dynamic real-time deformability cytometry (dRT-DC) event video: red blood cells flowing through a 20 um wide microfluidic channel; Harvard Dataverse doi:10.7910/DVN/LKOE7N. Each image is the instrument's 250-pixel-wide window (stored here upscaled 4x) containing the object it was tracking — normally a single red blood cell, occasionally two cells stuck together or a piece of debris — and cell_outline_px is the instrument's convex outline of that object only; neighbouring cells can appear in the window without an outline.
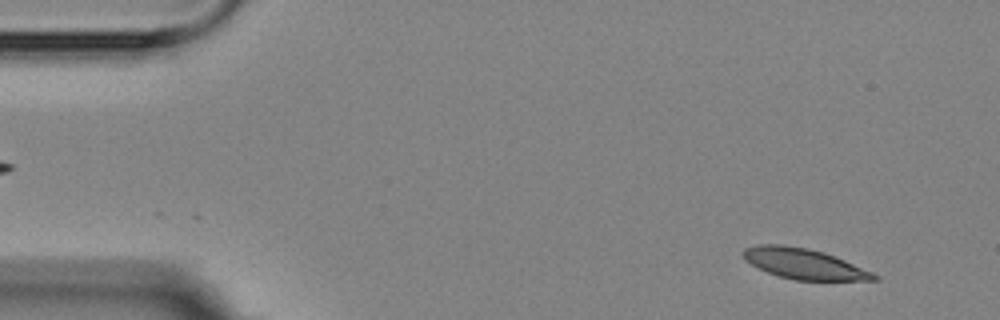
{"species": "Egyptian fruit bat (a non-hibernating species)", "species_latin": "Rousettus aegyptiacus", "temperature_condition": "room temperature", "stored_images_in_passage": 4, "camera_frame_rate_fps": 3000, "um_per_image_px": 0.085, "animal": {"sex": "female"}, "frame": {"image": 1, "passage_image": 1, "time_ms": 0.0, "image_size_px": [1000, 320], "cell_outline_px": [[880, 280], [796, 280], [780, 276], [768, 272], [744, 260], [740, 252], [744, 248], [760, 244], [784, 244], [808, 248], [824, 252], [844, 260], [872, 272], [880, 276]], "centroid_in_image_um": [68.32, 22.4], "position_along_channel_um": 16.7, "area_um2": 23.18}}
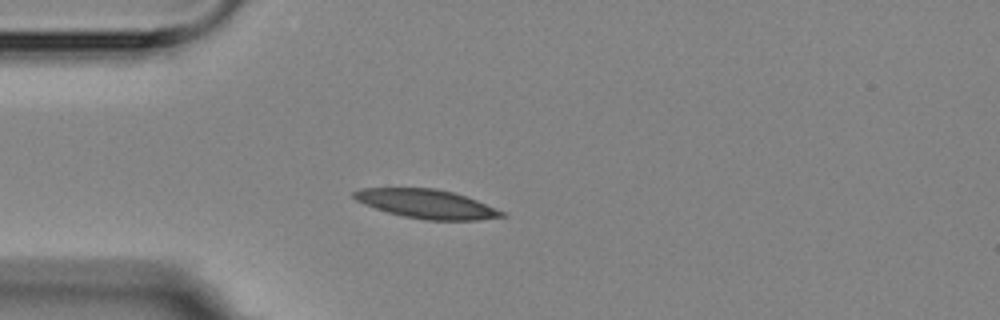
{"frame": {"image": 2, "passage_image": 4, "time_ms": 3.333, "image_size_px": [1000, 320], "cell_outline_px": [[508, 216], [476, 220], [424, 220], [404, 216], [388, 212], [364, 204], [356, 200], [352, 196], [352, 192], [360, 188], [436, 188], [456, 192], [476, 200], [504, 212]], "centroid_in_image_um": [36.25, 17.32], "position_along_channel_um": 48.7, "area_um2": 24.91}}